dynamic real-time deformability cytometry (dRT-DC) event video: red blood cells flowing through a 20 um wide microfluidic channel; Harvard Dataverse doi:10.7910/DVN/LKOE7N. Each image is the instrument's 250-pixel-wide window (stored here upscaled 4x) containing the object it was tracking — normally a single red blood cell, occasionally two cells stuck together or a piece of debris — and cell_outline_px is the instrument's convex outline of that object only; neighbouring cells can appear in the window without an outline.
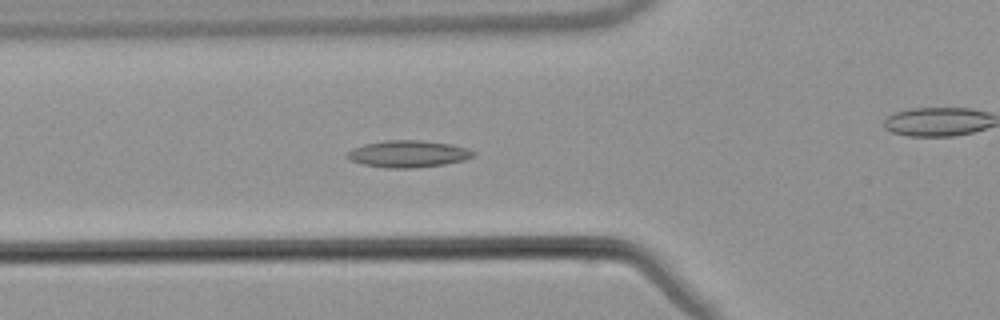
{"species": "common noctule bat (a hibernating species)", "species_latin": "Nyctalus noctula", "temperature_condition": "warm", "stored_images_in_passage": 51, "camera_frame_rate_fps": 3000, "um_per_image_px": 0.085, "animal": {"sex": "male", "body_mass_g": 21.5, "forearm_length_mm": 52.0}, "frame": {"image": 1, "passage_image": 16, "time_ms": 5.0, "image_size_px": [1000, 320], "cell_outline_px": [[476, 156], [464, 160], [444, 164], [412, 168], [384, 168], [364, 164], [352, 160], [348, 156], [348, 152], [352, 148], [364, 144], [384, 140], [420, 140], [452, 144], [468, 148], [476, 152]], "centroid_in_image_um": [34.75, 13.07], "position_along_channel_um": 91.1, "area_um2": 19.77}}
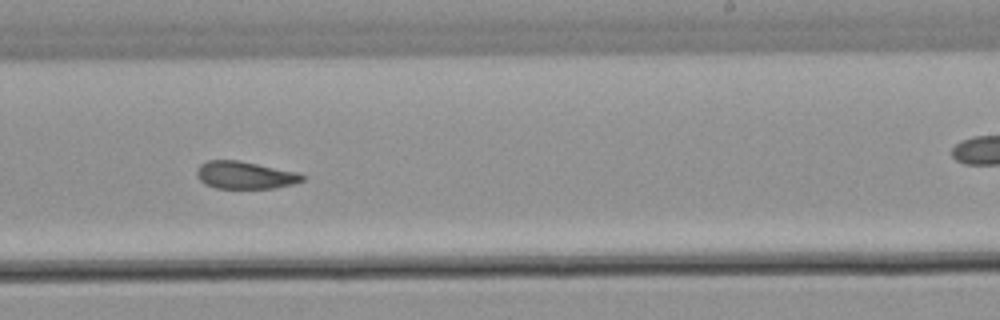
{"frame": {"image": 2, "passage_image": 30, "time_ms": 9.667, "image_size_px": [1000, 320], "cell_outline_px": [[304, 180], [292, 184], [276, 188], [216, 188], [204, 184], [196, 176], [196, 168], [200, 164], [208, 160], [240, 160], [296, 172], [304, 176]], "centroid_in_image_um": [20.77, 14.88], "position_along_channel_um": 268.2, "area_um2": 16.94}}
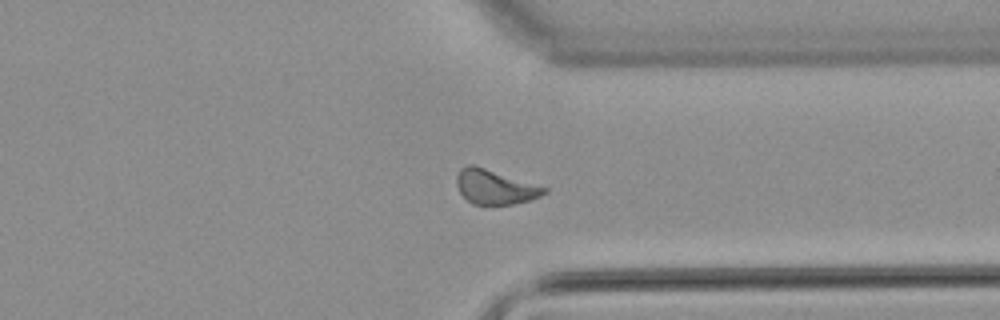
{"frame": {"image": 3, "passage_image": 38, "time_ms": 12.333, "image_size_px": [1000, 320], "cell_outline_px": [[548, 192], [532, 200], [512, 204], [472, 204], [460, 192], [456, 184], [456, 176], [460, 168], [468, 164], [476, 164], [548, 188]], "centroid_in_image_um": [42.07, 15.86], "position_along_channel_um": 369.3, "area_um2": 17.8}, "authors_computed_cell_mechanics": {"area_um2": 17.8602, "velocity_mm_per_s": 3.793, "shape_relaxation_time_tau1_ms": null, "shape_relaxation_time_tau2_ms": 4.1533, "deformation_change_tau1": null, "deformation_change_tau2": 0.1202}}